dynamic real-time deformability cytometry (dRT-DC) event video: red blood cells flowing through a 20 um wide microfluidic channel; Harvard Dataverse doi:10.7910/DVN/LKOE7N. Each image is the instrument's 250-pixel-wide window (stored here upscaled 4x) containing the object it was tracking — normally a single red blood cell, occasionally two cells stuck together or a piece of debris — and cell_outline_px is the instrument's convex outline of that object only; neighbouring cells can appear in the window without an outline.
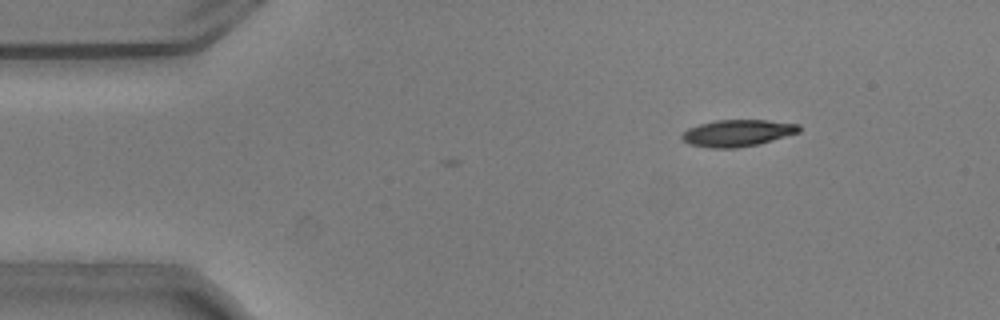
{"species": "common noctule bat (a hibernating species)", "species_latin": "Nyctalus noctula", "temperature_condition": "warm", "stored_images_in_passage": 9, "camera_frame_rate_fps": 3000, "um_per_image_px": 0.085, "animal": {"sex": "male", "body_mass_g": 20.5, "forearm_length_mm": 52.5}, "frame": {"image": 1, "passage_image": 6, "time_ms": 1.667, "image_size_px": [1000, 320], "cell_outline_px": [[800, 132], [756, 144], [736, 148], [712, 148], [688, 144], [680, 136], [688, 128], [700, 124], [716, 120], [768, 120], [800, 124]], "centroid_in_image_um": [62.68, 11.3], "position_along_channel_um": 22.3, "area_um2": 18.09}}